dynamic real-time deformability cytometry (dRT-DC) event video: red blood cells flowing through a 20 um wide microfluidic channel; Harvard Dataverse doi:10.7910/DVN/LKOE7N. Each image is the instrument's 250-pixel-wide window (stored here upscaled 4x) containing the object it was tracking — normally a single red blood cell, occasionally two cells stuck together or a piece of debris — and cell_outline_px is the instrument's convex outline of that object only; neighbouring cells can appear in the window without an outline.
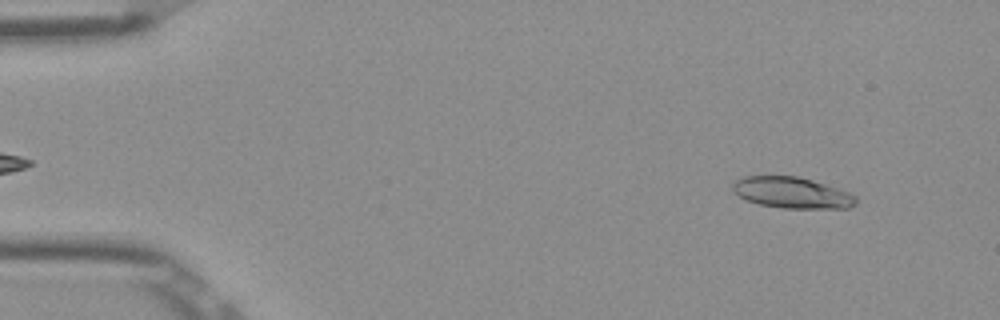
{"species": "Egyptian fruit bat (a non-hibernating species)", "species_latin": "Rousettus aegyptiacus", "temperature_condition": "room temperature", "stored_images_in_passage": 51, "camera_frame_rate_fps": 3000, "um_per_image_px": 0.085, "frame": {"image": 1, "passage_image": 4, "time_ms": 1.0, "image_size_px": [1000, 320], "cell_outline_px": [[856, 204], [848, 208], [784, 208], [760, 204], [744, 200], [732, 192], [732, 184], [736, 180], [744, 176], [796, 176], [812, 180], [848, 192], [856, 196]], "centroid_in_image_um": [67.27, 16.38], "position_along_channel_um": 17.7, "area_um2": 22.31}}
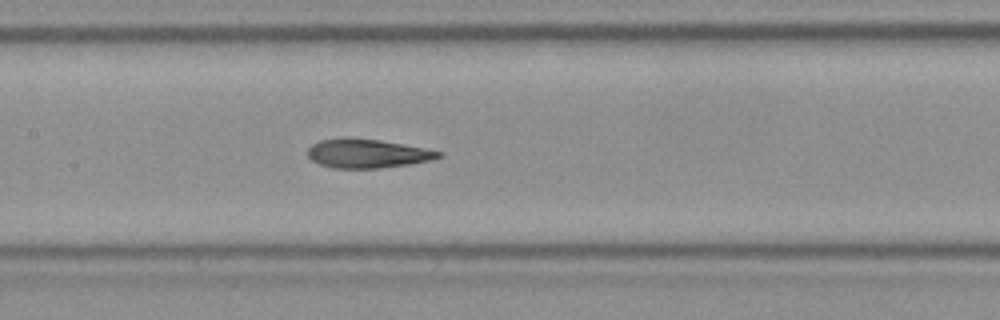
{"frame": {"image": 2, "passage_image": 24, "time_ms": 7.667, "image_size_px": [1000, 320], "cell_outline_px": [[444, 156], [432, 160], [408, 164], [380, 168], [336, 168], [320, 164], [312, 160], [308, 156], [308, 148], [312, 144], [320, 140], [344, 136], [348, 136], [380, 140], [424, 148], [444, 152]], "centroid_in_image_um": [31.22, 13.02], "position_along_channel_um": 176.2, "area_um2": 22.25}}
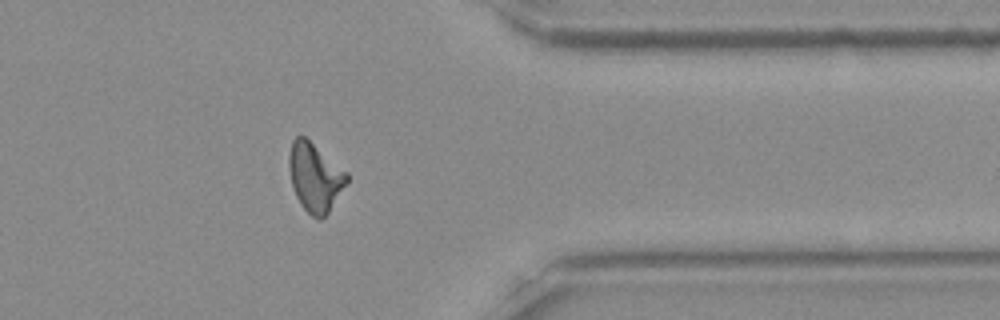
{"frame": {"image": 3, "passage_image": 41, "time_ms": 13.333, "image_size_px": [1000, 320], "cell_outline_px": [[348, 180], [328, 212], [320, 220], [312, 216], [300, 204], [296, 196], [292, 184], [288, 168], [288, 156], [292, 140], [296, 136], [304, 136], [348, 172]], "centroid_in_image_um": [26.75, 15.04], "position_along_channel_um": 384.6, "area_um2": 22.89}, "authors_computed_cell_mechanics": {"area_um2": 22.4842, "velocity_mm_per_s": 3.9024, "shape_relaxation_time_tau1_ms": null, "shape_relaxation_time_tau2_ms": 2.4337, "deformation_change_tau1": null, "deformation_change_tau2": 0.0954}}